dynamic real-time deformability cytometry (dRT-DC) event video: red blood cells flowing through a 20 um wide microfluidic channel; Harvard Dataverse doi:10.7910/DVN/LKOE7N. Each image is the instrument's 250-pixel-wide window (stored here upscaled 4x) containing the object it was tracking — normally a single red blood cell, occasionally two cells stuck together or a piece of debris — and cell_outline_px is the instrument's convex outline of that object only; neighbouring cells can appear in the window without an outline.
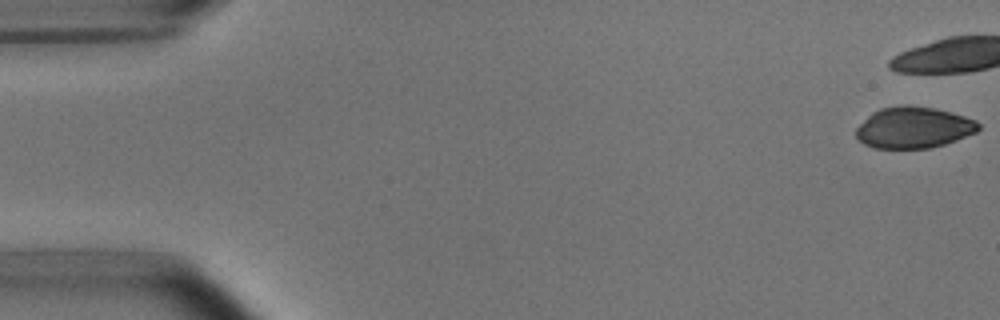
{"species": "common noctule bat (a hibernating species)", "species_latin": "Nyctalus noctula", "temperature_condition": "room temperature", "stored_images_in_passage": 6, "camera_frame_rate_fps": 3000, "um_per_image_px": 0.085, "animal": {"sex": "male", "body_mass_g": 15.6}, "frame": {"image": 1, "passage_image": 1, "time_ms": 0.0, "image_size_px": [1000, 320], "cell_outline_px": [[980, 128], [976, 132], [956, 140], [944, 144], [928, 148], [876, 148], [864, 144], [856, 136], [856, 128], [872, 112], [880, 108], [900, 104], [908, 104], [932, 108], [964, 116], [976, 120], [980, 124]], "centroid_in_image_um": [77.64, 10.83], "position_along_channel_um": 7.4, "area_um2": 29.36}}